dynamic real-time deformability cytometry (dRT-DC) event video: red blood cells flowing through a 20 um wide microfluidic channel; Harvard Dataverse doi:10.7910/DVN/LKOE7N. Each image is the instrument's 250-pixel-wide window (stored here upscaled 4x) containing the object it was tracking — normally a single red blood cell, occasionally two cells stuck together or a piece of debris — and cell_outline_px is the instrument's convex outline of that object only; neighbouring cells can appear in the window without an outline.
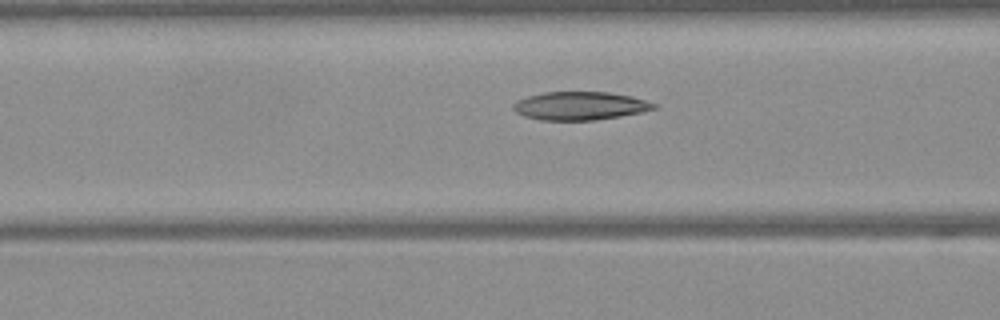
{"species": "Egyptian fruit bat (a non-hibernating species)", "species_latin": "Rousettus aegyptiacus", "temperature_condition": "warm", "stored_images_in_passage": 30, "camera_frame_rate_fps": 3000, "um_per_image_px": 0.085, "frame": {"image": 1, "passage_image": 9, "time_ms": 2.667, "image_size_px": [1000, 320], "cell_outline_px": [[660, 108], [620, 116], [596, 120], [540, 120], [524, 116], [516, 112], [512, 108], [512, 104], [516, 100], [528, 96], [544, 92], [608, 92], [632, 96], [656, 104]], "centroid_in_image_um": [49.29, 8.99], "position_along_channel_um": 117.3, "area_um2": 23.24}}
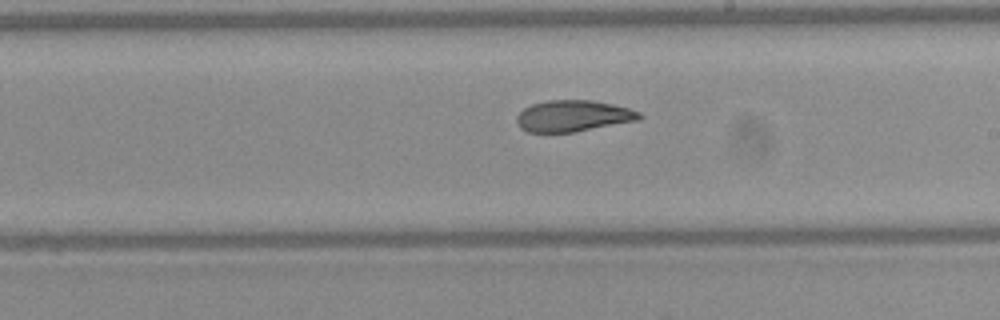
{"frame": {"image": 2, "passage_image": 18, "time_ms": 5.667, "image_size_px": [1000, 320], "cell_outline_px": [[644, 116], [640, 120], [576, 132], [528, 132], [520, 128], [516, 120], [516, 116], [524, 108], [532, 104], [548, 100], [592, 100], [612, 104], [628, 108], [640, 112]], "centroid_in_image_um": [48.74, 9.86], "position_along_channel_um": 240.3, "area_um2": 22.54}}
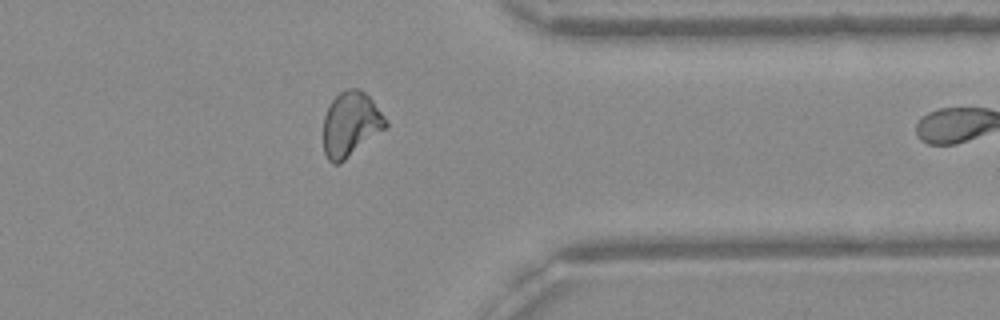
{"frame": {"image": 3, "passage_image": 29, "time_ms": 9.333, "image_size_px": [1000, 320], "cell_outline_px": [[388, 128], [340, 164], [332, 164], [328, 160], [324, 152], [324, 116], [332, 100], [344, 88], [360, 88], [372, 100], [388, 120]], "centroid_in_image_um": [29.84, 10.57], "position_along_channel_um": 381.6, "area_um2": 23.87}}